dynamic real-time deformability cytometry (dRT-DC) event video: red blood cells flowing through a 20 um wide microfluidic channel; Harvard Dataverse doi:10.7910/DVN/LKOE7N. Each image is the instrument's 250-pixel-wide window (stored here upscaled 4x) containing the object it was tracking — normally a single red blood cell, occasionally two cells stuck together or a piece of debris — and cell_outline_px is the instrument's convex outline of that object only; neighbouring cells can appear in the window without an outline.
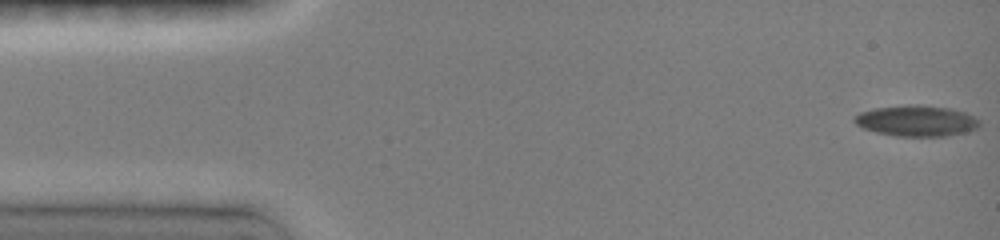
{"species": "common noctule bat (a hibernating species)", "species_latin": "Nyctalus noctula", "temperature_condition": "room temperature", "stored_images_in_passage": 22, "camera_frame_rate_fps": 3000, "um_per_image_px": 0.085, "animal": {"sex": "female", "body_mass_g": 19.0, "forearm_length_mm": 51.5}, "frame": {"image": 1, "passage_image": 1, "time_ms": 0.0, "image_size_px": [1000, 240], "cell_outline_px": [[980, 124], [976, 128], [944, 136], [896, 136], [876, 132], [864, 128], [856, 124], [852, 120], [860, 112], [872, 108], [908, 104], [920, 104], [952, 108], [964, 112], [980, 120]], "centroid_in_image_um": [77.86, 10.24], "position_along_channel_um": 7.1, "area_um2": 22.48}}
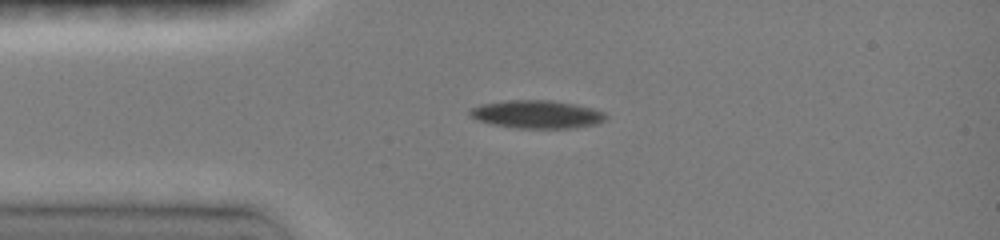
{"frame": {"image": 2, "passage_image": 16, "time_ms": 3.333, "image_size_px": [1000, 240], "cell_outline_px": [[604, 120], [596, 124], [572, 128], [516, 128], [492, 124], [476, 120], [468, 112], [472, 108], [480, 104], [504, 100], [548, 100], [572, 104], [592, 108], [604, 112]], "centroid_in_image_um": [45.58, 9.72], "position_along_channel_um": 39.4, "area_um2": 22.02}}